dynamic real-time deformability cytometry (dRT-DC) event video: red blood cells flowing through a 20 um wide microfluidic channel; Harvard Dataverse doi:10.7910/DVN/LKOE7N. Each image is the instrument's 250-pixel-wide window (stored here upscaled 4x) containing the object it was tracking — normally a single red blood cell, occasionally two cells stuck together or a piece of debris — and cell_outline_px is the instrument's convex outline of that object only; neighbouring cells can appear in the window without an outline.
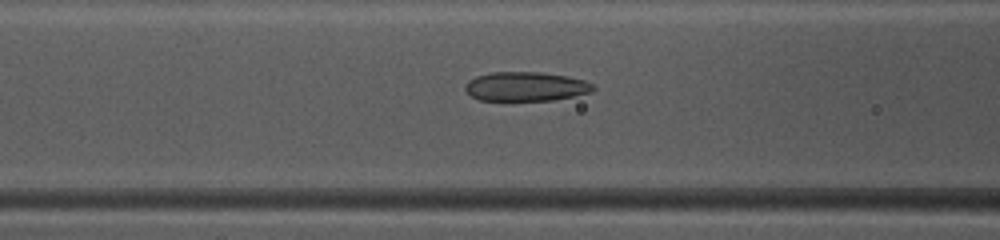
{"species": "common noctule bat (a hibernating species)", "species_latin": "Nyctalus noctula", "temperature_condition": "warm", "stored_images_in_passage": 44, "camera_frame_rate_fps": 3000, "um_per_image_px": 0.085, "animal": {"sex": "female", "body_mass_g": 10.0, "forearm_length_mm": 53.1}, "frame": {"image": 1, "passage_image": 19, "time_ms": 6.0, "image_size_px": [1000, 240], "cell_outline_px": [[596, 88], [592, 92], [552, 100], [480, 100], [472, 96], [464, 88], [464, 84], [468, 80], [476, 76], [492, 72], [540, 72], [568, 76], [584, 80], [592, 84]], "centroid_in_image_um": [44.69, 7.34], "position_along_channel_um": 121.9, "area_um2": 21.73}}
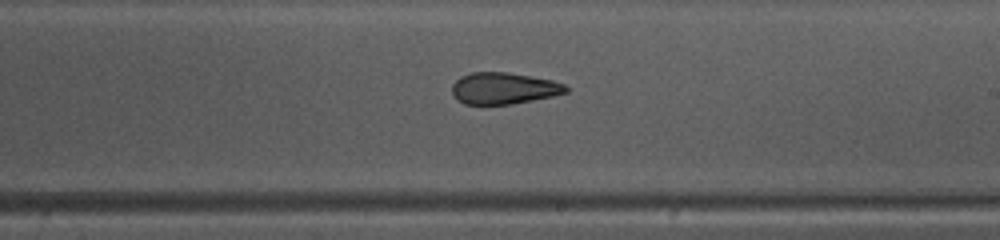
{"frame": {"image": 2, "passage_image": 28, "time_ms": 9.0, "image_size_px": [1000, 240], "cell_outline_px": [[568, 92], [552, 96], [512, 104], [464, 104], [456, 100], [452, 96], [452, 84], [460, 76], [472, 72], [508, 72], [552, 80], [564, 84], [568, 88]], "centroid_in_image_um": [42.78, 7.5], "position_along_channel_um": 246.2, "area_um2": 21.04}}
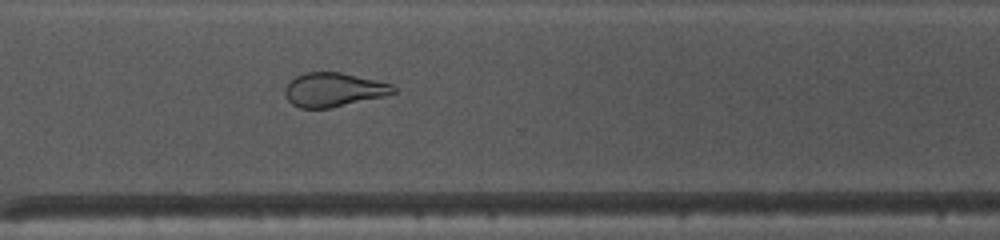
{"frame": {"image": 3, "passage_image": 35, "time_ms": 11.333, "image_size_px": [1000, 240], "cell_outline_px": [[396, 92], [384, 96], [328, 108], [300, 108], [292, 104], [288, 100], [284, 92], [284, 88], [296, 76], [304, 72], [340, 72], [376, 80], [392, 84], [396, 88]], "centroid_in_image_um": [28.34, 7.62], "position_along_channel_um": 342.3, "area_um2": 21.27}}